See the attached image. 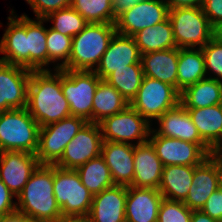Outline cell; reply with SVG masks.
I'll use <instances>...</instances> for the list:
<instances>
[{
  "mask_svg": "<svg viewBox=\"0 0 222 222\" xmlns=\"http://www.w3.org/2000/svg\"><path fill=\"white\" fill-rule=\"evenodd\" d=\"M32 70L28 85L26 109L43 127L71 116L61 89V69Z\"/></svg>",
  "mask_w": 222,
  "mask_h": 222,
  "instance_id": "obj_1",
  "label": "cell"
},
{
  "mask_svg": "<svg viewBox=\"0 0 222 222\" xmlns=\"http://www.w3.org/2000/svg\"><path fill=\"white\" fill-rule=\"evenodd\" d=\"M54 165H39L17 198V211L32 222H53L62 217L53 191Z\"/></svg>",
  "mask_w": 222,
  "mask_h": 222,
  "instance_id": "obj_2",
  "label": "cell"
},
{
  "mask_svg": "<svg viewBox=\"0 0 222 222\" xmlns=\"http://www.w3.org/2000/svg\"><path fill=\"white\" fill-rule=\"evenodd\" d=\"M115 33V24L88 23L72 38L69 62L63 69L94 71Z\"/></svg>",
  "mask_w": 222,
  "mask_h": 222,
  "instance_id": "obj_3",
  "label": "cell"
},
{
  "mask_svg": "<svg viewBox=\"0 0 222 222\" xmlns=\"http://www.w3.org/2000/svg\"><path fill=\"white\" fill-rule=\"evenodd\" d=\"M40 125L26 108L0 112V152L23 151L36 154Z\"/></svg>",
  "mask_w": 222,
  "mask_h": 222,
  "instance_id": "obj_4",
  "label": "cell"
},
{
  "mask_svg": "<svg viewBox=\"0 0 222 222\" xmlns=\"http://www.w3.org/2000/svg\"><path fill=\"white\" fill-rule=\"evenodd\" d=\"M177 48H202L214 37V28L204 14L202 6L169 9Z\"/></svg>",
  "mask_w": 222,
  "mask_h": 222,
  "instance_id": "obj_5",
  "label": "cell"
},
{
  "mask_svg": "<svg viewBox=\"0 0 222 222\" xmlns=\"http://www.w3.org/2000/svg\"><path fill=\"white\" fill-rule=\"evenodd\" d=\"M101 80L94 71L61 69V89L71 116L93 122V98Z\"/></svg>",
  "mask_w": 222,
  "mask_h": 222,
  "instance_id": "obj_6",
  "label": "cell"
},
{
  "mask_svg": "<svg viewBox=\"0 0 222 222\" xmlns=\"http://www.w3.org/2000/svg\"><path fill=\"white\" fill-rule=\"evenodd\" d=\"M53 191L62 216H88L93 194L82 184L76 170L54 165Z\"/></svg>",
  "mask_w": 222,
  "mask_h": 222,
  "instance_id": "obj_7",
  "label": "cell"
},
{
  "mask_svg": "<svg viewBox=\"0 0 222 222\" xmlns=\"http://www.w3.org/2000/svg\"><path fill=\"white\" fill-rule=\"evenodd\" d=\"M86 123L82 117L69 116L40 127L39 146L36 152L40 165H55L63 155L66 145Z\"/></svg>",
  "mask_w": 222,
  "mask_h": 222,
  "instance_id": "obj_8",
  "label": "cell"
},
{
  "mask_svg": "<svg viewBox=\"0 0 222 222\" xmlns=\"http://www.w3.org/2000/svg\"><path fill=\"white\" fill-rule=\"evenodd\" d=\"M180 103V92L170 84L144 76L130 105L149 123Z\"/></svg>",
  "mask_w": 222,
  "mask_h": 222,
  "instance_id": "obj_9",
  "label": "cell"
},
{
  "mask_svg": "<svg viewBox=\"0 0 222 222\" xmlns=\"http://www.w3.org/2000/svg\"><path fill=\"white\" fill-rule=\"evenodd\" d=\"M98 124L103 141L133 144V140L138 139L135 145L147 141L152 129L151 123L131 105L117 114L104 118Z\"/></svg>",
  "mask_w": 222,
  "mask_h": 222,
  "instance_id": "obj_10",
  "label": "cell"
},
{
  "mask_svg": "<svg viewBox=\"0 0 222 222\" xmlns=\"http://www.w3.org/2000/svg\"><path fill=\"white\" fill-rule=\"evenodd\" d=\"M103 138L98 123L87 122L66 145L55 166L75 170L89 160L101 155Z\"/></svg>",
  "mask_w": 222,
  "mask_h": 222,
  "instance_id": "obj_11",
  "label": "cell"
},
{
  "mask_svg": "<svg viewBox=\"0 0 222 222\" xmlns=\"http://www.w3.org/2000/svg\"><path fill=\"white\" fill-rule=\"evenodd\" d=\"M168 14L169 7L164 0H144L116 18V32L133 36L141 29L166 20Z\"/></svg>",
  "mask_w": 222,
  "mask_h": 222,
  "instance_id": "obj_12",
  "label": "cell"
},
{
  "mask_svg": "<svg viewBox=\"0 0 222 222\" xmlns=\"http://www.w3.org/2000/svg\"><path fill=\"white\" fill-rule=\"evenodd\" d=\"M31 71L0 61V112L26 108Z\"/></svg>",
  "mask_w": 222,
  "mask_h": 222,
  "instance_id": "obj_13",
  "label": "cell"
},
{
  "mask_svg": "<svg viewBox=\"0 0 222 222\" xmlns=\"http://www.w3.org/2000/svg\"><path fill=\"white\" fill-rule=\"evenodd\" d=\"M156 155L168 165L197 166L209 155L196 143L157 135L151 129L148 139Z\"/></svg>",
  "mask_w": 222,
  "mask_h": 222,
  "instance_id": "obj_14",
  "label": "cell"
},
{
  "mask_svg": "<svg viewBox=\"0 0 222 222\" xmlns=\"http://www.w3.org/2000/svg\"><path fill=\"white\" fill-rule=\"evenodd\" d=\"M39 165L36 154L23 151L0 152V179L17 197Z\"/></svg>",
  "mask_w": 222,
  "mask_h": 222,
  "instance_id": "obj_15",
  "label": "cell"
},
{
  "mask_svg": "<svg viewBox=\"0 0 222 222\" xmlns=\"http://www.w3.org/2000/svg\"><path fill=\"white\" fill-rule=\"evenodd\" d=\"M141 63V53L133 36L115 33L94 72L104 80L116 69Z\"/></svg>",
  "mask_w": 222,
  "mask_h": 222,
  "instance_id": "obj_16",
  "label": "cell"
},
{
  "mask_svg": "<svg viewBox=\"0 0 222 222\" xmlns=\"http://www.w3.org/2000/svg\"><path fill=\"white\" fill-rule=\"evenodd\" d=\"M157 120L159 128L153 129L157 135L196 143L210 155L211 147L200 137L187 109L180 103Z\"/></svg>",
  "mask_w": 222,
  "mask_h": 222,
  "instance_id": "obj_17",
  "label": "cell"
},
{
  "mask_svg": "<svg viewBox=\"0 0 222 222\" xmlns=\"http://www.w3.org/2000/svg\"><path fill=\"white\" fill-rule=\"evenodd\" d=\"M127 187L113 185L93 195L88 222H125Z\"/></svg>",
  "mask_w": 222,
  "mask_h": 222,
  "instance_id": "obj_18",
  "label": "cell"
},
{
  "mask_svg": "<svg viewBox=\"0 0 222 222\" xmlns=\"http://www.w3.org/2000/svg\"><path fill=\"white\" fill-rule=\"evenodd\" d=\"M101 156L110 169L114 185L131 186L134 176V144L103 141Z\"/></svg>",
  "mask_w": 222,
  "mask_h": 222,
  "instance_id": "obj_19",
  "label": "cell"
},
{
  "mask_svg": "<svg viewBox=\"0 0 222 222\" xmlns=\"http://www.w3.org/2000/svg\"><path fill=\"white\" fill-rule=\"evenodd\" d=\"M163 168L164 165L149 140L134 144V176L131 186L158 189Z\"/></svg>",
  "mask_w": 222,
  "mask_h": 222,
  "instance_id": "obj_20",
  "label": "cell"
},
{
  "mask_svg": "<svg viewBox=\"0 0 222 222\" xmlns=\"http://www.w3.org/2000/svg\"><path fill=\"white\" fill-rule=\"evenodd\" d=\"M219 188L216 158L208 156L194 168L192 185L183 202L191 210H201L208 197Z\"/></svg>",
  "mask_w": 222,
  "mask_h": 222,
  "instance_id": "obj_21",
  "label": "cell"
},
{
  "mask_svg": "<svg viewBox=\"0 0 222 222\" xmlns=\"http://www.w3.org/2000/svg\"><path fill=\"white\" fill-rule=\"evenodd\" d=\"M163 196L158 189L127 187L126 222H157Z\"/></svg>",
  "mask_w": 222,
  "mask_h": 222,
  "instance_id": "obj_22",
  "label": "cell"
},
{
  "mask_svg": "<svg viewBox=\"0 0 222 222\" xmlns=\"http://www.w3.org/2000/svg\"><path fill=\"white\" fill-rule=\"evenodd\" d=\"M13 14L12 9L7 29L0 40V53L4 55L0 61L26 68V14L20 17Z\"/></svg>",
  "mask_w": 222,
  "mask_h": 222,
  "instance_id": "obj_23",
  "label": "cell"
},
{
  "mask_svg": "<svg viewBox=\"0 0 222 222\" xmlns=\"http://www.w3.org/2000/svg\"><path fill=\"white\" fill-rule=\"evenodd\" d=\"M179 48L141 54L144 76L157 79L178 90Z\"/></svg>",
  "mask_w": 222,
  "mask_h": 222,
  "instance_id": "obj_24",
  "label": "cell"
},
{
  "mask_svg": "<svg viewBox=\"0 0 222 222\" xmlns=\"http://www.w3.org/2000/svg\"><path fill=\"white\" fill-rule=\"evenodd\" d=\"M36 20L26 15V68L48 70L45 68L47 66V29L43 26L46 20L42 18Z\"/></svg>",
  "mask_w": 222,
  "mask_h": 222,
  "instance_id": "obj_25",
  "label": "cell"
},
{
  "mask_svg": "<svg viewBox=\"0 0 222 222\" xmlns=\"http://www.w3.org/2000/svg\"><path fill=\"white\" fill-rule=\"evenodd\" d=\"M195 166L168 165L163 168L158 190L165 199L184 202L192 185Z\"/></svg>",
  "mask_w": 222,
  "mask_h": 222,
  "instance_id": "obj_26",
  "label": "cell"
},
{
  "mask_svg": "<svg viewBox=\"0 0 222 222\" xmlns=\"http://www.w3.org/2000/svg\"><path fill=\"white\" fill-rule=\"evenodd\" d=\"M180 104L186 109L222 104V82L204 78L180 92Z\"/></svg>",
  "mask_w": 222,
  "mask_h": 222,
  "instance_id": "obj_27",
  "label": "cell"
},
{
  "mask_svg": "<svg viewBox=\"0 0 222 222\" xmlns=\"http://www.w3.org/2000/svg\"><path fill=\"white\" fill-rule=\"evenodd\" d=\"M133 38L141 54L177 47L169 18L152 27L141 29Z\"/></svg>",
  "mask_w": 222,
  "mask_h": 222,
  "instance_id": "obj_28",
  "label": "cell"
},
{
  "mask_svg": "<svg viewBox=\"0 0 222 222\" xmlns=\"http://www.w3.org/2000/svg\"><path fill=\"white\" fill-rule=\"evenodd\" d=\"M177 76L179 92L207 77L205 59L200 48L179 49Z\"/></svg>",
  "mask_w": 222,
  "mask_h": 222,
  "instance_id": "obj_29",
  "label": "cell"
},
{
  "mask_svg": "<svg viewBox=\"0 0 222 222\" xmlns=\"http://www.w3.org/2000/svg\"><path fill=\"white\" fill-rule=\"evenodd\" d=\"M200 137L212 148L222 136V104L187 109Z\"/></svg>",
  "mask_w": 222,
  "mask_h": 222,
  "instance_id": "obj_30",
  "label": "cell"
},
{
  "mask_svg": "<svg viewBox=\"0 0 222 222\" xmlns=\"http://www.w3.org/2000/svg\"><path fill=\"white\" fill-rule=\"evenodd\" d=\"M130 104L105 80H101L93 98V123H99L104 118L124 110Z\"/></svg>",
  "mask_w": 222,
  "mask_h": 222,
  "instance_id": "obj_31",
  "label": "cell"
},
{
  "mask_svg": "<svg viewBox=\"0 0 222 222\" xmlns=\"http://www.w3.org/2000/svg\"><path fill=\"white\" fill-rule=\"evenodd\" d=\"M82 184L93 194L101 193L114 185L110 169L100 155L75 169Z\"/></svg>",
  "mask_w": 222,
  "mask_h": 222,
  "instance_id": "obj_32",
  "label": "cell"
},
{
  "mask_svg": "<svg viewBox=\"0 0 222 222\" xmlns=\"http://www.w3.org/2000/svg\"><path fill=\"white\" fill-rule=\"evenodd\" d=\"M144 78L141 63L129 65V68L116 69L104 80L112 85L130 104L136 97Z\"/></svg>",
  "mask_w": 222,
  "mask_h": 222,
  "instance_id": "obj_33",
  "label": "cell"
},
{
  "mask_svg": "<svg viewBox=\"0 0 222 222\" xmlns=\"http://www.w3.org/2000/svg\"><path fill=\"white\" fill-rule=\"evenodd\" d=\"M44 19L53 21L52 29L72 38L88 25L72 6L52 12Z\"/></svg>",
  "mask_w": 222,
  "mask_h": 222,
  "instance_id": "obj_34",
  "label": "cell"
},
{
  "mask_svg": "<svg viewBox=\"0 0 222 222\" xmlns=\"http://www.w3.org/2000/svg\"><path fill=\"white\" fill-rule=\"evenodd\" d=\"M88 23L112 24V0H71V5Z\"/></svg>",
  "mask_w": 222,
  "mask_h": 222,
  "instance_id": "obj_35",
  "label": "cell"
},
{
  "mask_svg": "<svg viewBox=\"0 0 222 222\" xmlns=\"http://www.w3.org/2000/svg\"><path fill=\"white\" fill-rule=\"evenodd\" d=\"M47 65L57 61L56 69H63L69 62V57L72 47V37L59 33L58 31L49 28L47 29Z\"/></svg>",
  "mask_w": 222,
  "mask_h": 222,
  "instance_id": "obj_36",
  "label": "cell"
},
{
  "mask_svg": "<svg viewBox=\"0 0 222 222\" xmlns=\"http://www.w3.org/2000/svg\"><path fill=\"white\" fill-rule=\"evenodd\" d=\"M201 50L205 59L206 74L211 72L216 76L208 78L222 82V42L213 37Z\"/></svg>",
  "mask_w": 222,
  "mask_h": 222,
  "instance_id": "obj_37",
  "label": "cell"
},
{
  "mask_svg": "<svg viewBox=\"0 0 222 222\" xmlns=\"http://www.w3.org/2000/svg\"><path fill=\"white\" fill-rule=\"evenodd\" d=\"M192 210L182 201H172L163 198L157 217V222H191Z\"/></svg>",
  "mask_w": 222,
  "mask_h": 222,
  "instance_id": "obj_38",
  "label": "cell"
},
{
  "mask_svg": "<svg viewBox=\"0 0 222 222\" xmlns=\"http://www.w3.org/2000/svg\"><path fill=\"white\" fill-rule=\"evenodd\" d=\"M35 13L36 19H44L50 13L67 8L71 0H26Z\"/></svg>",
  "mask_w": 222,
  "mask_h": 222,
  "instance_id": "obj_39",
  "label": "cell"
},
{
  "mask_svg": "<svg viewBox=\"0 0 222 222\" xmlns=\"http://www.w3.org/2000/svg\"><path fill=\"white\" fill-rule=\"evenodd\" d=\"M201 211L217 221L222 219V189L220 187L208 197Z\"/></svg>",
  "mask_w": 222,
  "mask_h": 222,
  "instance_id": "obj_40",
  "label": "cell"
},
{
  "mask_svg": "<svg viewBox=\"0 0 222 222\" xmlns=\"http://www.w3.org/2000/svg\"><path fill=\"white\" fill-rule=\"evenodd\" d=\"M202 9L213 28L222 22V0H203Z\"/></svg>",
  "mask_w": 222,
  "mask_h": 222,
  "instance_id": "obj_41",
  "label": "cell"
},
{
  "mask_svg": "<svg viewBox=\"0 0 222 222\" xmlns=\"http://www.w3.org/2000/svg\"><path fill=\"white\" fill-rule=\"evenodd\" d=\"M16 197L0 179V217L12 214L17 211Z\"/></svg>",
  "mask_w": 222,
  "mask_h": 222,
  "instance_id": "obj_42",
  "label": "cell"
},
{
  "mask_svg": "<svg viewBox=\"0 0 222 222\" xmlns=\"http://www.w3.org/2000/svg\"><path fill=\"white\" fill-rule=\"evenodd\" d=\"M144 0H112V24H115L116 18L126 10Z\"/></svg>",
  "mask_w": 222,
  "mask_h": 222,
  "instance_id": "obj_43",
  "label": "cell"
},
{
  "mask_svg": "<svg viewBox=\"0 0 222 222\" xmlns=\"http://www.w3.org/2000/svg\"><path fill=\"white\" fill-rule=\"evenodd\" d=\"M169 9L202 6L203 0H164Z\"/></svg>",
  "mask_w": 222,
  "mask_h": 222,
  "instance_id": "obj_44",
  "label": "cell"
},
{
  "mask_svg": "<svg viewBox=\"0 0 222 222\" xmlns=\"http://www.w3.org/2000/svg\"><path fill=\"white\" fill-rule=\"evenodd\" d=\"M0 222H32V221L28 219L24 214L16 211L12 214L0 217Z\"/></svg>",
  "mask_w": 222,
  "mask_h": 222,
  "instance_id": "obj_45",
  "label": "cell"
},
{
  "mask_svg": "<svg viewBox=\"0 0 222 222\" xmlns=\"http://www.w3.org/2000/svg\"><path fill=\"white\" fill-rule=\"evenodd\" d=\"M191 222H218L201 210H192Z\"/></svg>",
  "mask_w": 222,
  "mask_h": 222,
  "instance_id": "obj_46",
  "label": "cell"
},
{
  "mask_svg": "<svg viewBox=\"0 0 222 222\" xmlns=\"http://www.w3.org/2000/svg\"><path fill=\"white\" fill-rule=\"evenodd\" d=\"M210 156L214 158H222V136L217 143L211 148Z\"/></svg>",
  "mask_w": 222,
  "mask_h": 222,
  "instance_id": "obj_47",
  "label": "cell"
},
{
  "mask_svg": "<svg viewBox=\"0 0 222 222\" xmlns=\"http://www.w3.org/2000/svg\"><path fill=\"white\" fill-rule=\"evenodd\" d=\"M53 222H88L87 217L62 216Z\"/></svg>",
  "mask_w": 222,
  "mask_h": 222,
  "instance_id": "obj_48",
  "label": "cell"
},
{
  "mask_svg": "<svg viewBox=\"0 0 222 222\" xmlns=\"http://www.w3.org/2000/svg\"><path fill=\"white\" fill-rule=\"evenodd\" d=\"M216 164L219 176V187L222 189V158H216Z\"/></svg>",
  "mask_w": 222,
  "mask_h": 222,
  "instance_id": "obj_49",
  "label": "cell"
},
{
  "mask_svg": "<svg viewBox=\"0 0 222 222\" xmlns=\"http://www.w3.org/2000/svg\"><path fill=\"white\" fill-rule=\"evenodd\" d=\"M214 37L222 42V22L214 28Z\"/></svg>",
  "mask_w": 222,
  "mask_h": 222,
  "instance_id": "obj_50",
  "label": "cell"
}]
</instances>
